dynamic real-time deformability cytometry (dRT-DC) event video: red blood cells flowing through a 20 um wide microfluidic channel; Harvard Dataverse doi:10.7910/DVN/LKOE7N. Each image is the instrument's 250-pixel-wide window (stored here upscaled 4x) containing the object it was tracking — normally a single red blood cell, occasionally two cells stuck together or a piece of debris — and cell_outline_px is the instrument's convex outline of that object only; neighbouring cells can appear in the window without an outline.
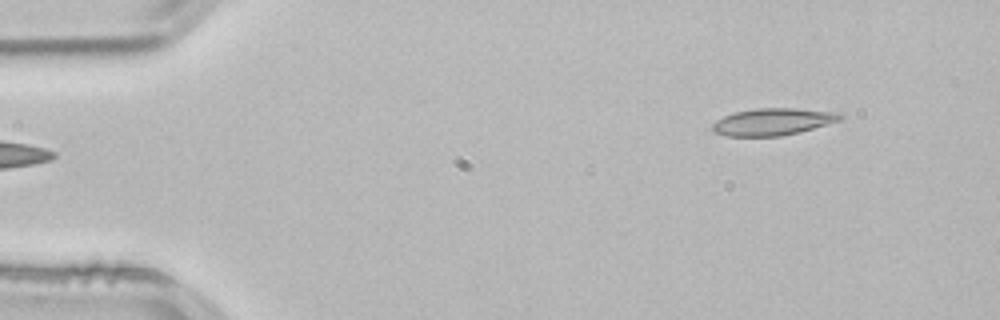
{"species": "common noctule bat (a hibernating species)", "species_latin": "Nyctalus noctula", "temperature_condition": "room temperature", "stored_images_in_passage": 48, "camera_frame_rate_fps": 3000, "um_per_image_px": 0.085, "animal": {"sex": "male", "body_mass_g": 21.5, "forearm_length_mm": 52.0}, "frame": {"image": 1, "passage_image": 1, "time_ms": 0.0, "image_size_px": [1000, 320], "cell_outline_px": [[844, 116], [840, 120], [800, 132], [780, 136], [724, 136], [712, 132], [712, 124], [716, 120], [724, 116], [736, 112], [756, 108], [796, 108], [840, 112]], "centroid_in_image_um": [65.68, 10.35], "position_along_channel_um": 19.3, "area_um2": 20.23}}
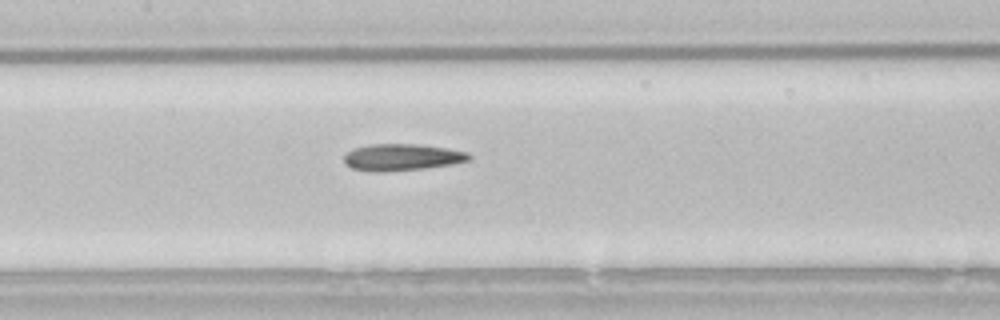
{"frame": {"image": 2, "passage_image": 20, "time_ms": 6.333, "image_size_px": [1000, 320], "cell_outline_px": [[472, 156], [468, 160], [452, 164], [424, 168], [384, 172], [376, 172], [352, 168], [344, 160], [344, 156], [352, 148], [372, 144], [416, 144], [448, 148], [468, 152]], "centroid_in_image_um": [34.18, 13.36], "position_along_channel_um": 173.2, "area_um2": 19.36}}
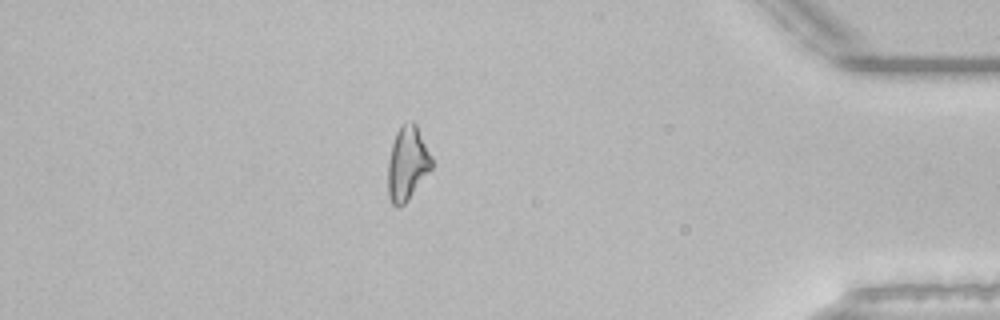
{"frame": {"image": 3, "passage_image": 41, "time_ms": 13.333, "image_size_px": [1000, 320], "cell_outline_px": [[432, 168], [408, 200], [400, 208], [396, 208], [392, 204], [388, 196], [388, 160], [392, 144], [396, 132], [400, 124], [412, 120], [416, 124], [432, 156]], "centroid_in_image_um": [34.62, 13.89], "position_along_channel_um": 400.6, "area_um2": 19.07}, "authors_computed_cell_mechanics": {"area_um2": 19.4786, "velocity_mm_per_s": 3.8431, "shape_relaxation_time_tau1_ms": null, "shape_relaxation_time_tau2_ms": 9.3992, "deformation_change_tau1": null, "deformation_change_tau2": 0.2285}}